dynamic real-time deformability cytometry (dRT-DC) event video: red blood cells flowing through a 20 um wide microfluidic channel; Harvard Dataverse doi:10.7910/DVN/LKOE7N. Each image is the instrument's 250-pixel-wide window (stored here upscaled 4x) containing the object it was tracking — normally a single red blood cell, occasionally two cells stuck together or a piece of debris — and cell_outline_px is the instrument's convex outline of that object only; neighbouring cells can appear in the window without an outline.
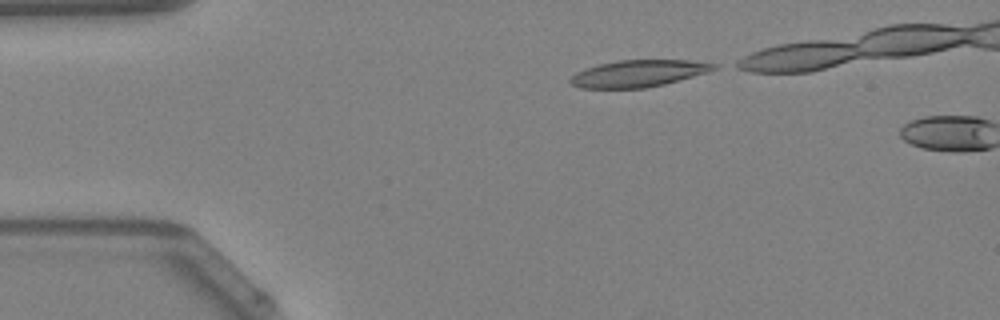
{"species": "Egyptian fruit bat (a non-hibernating species)", "species_latin": "Rousettus aegyptiacus", "temperature_condition": "warm", "stored_images_in_passage": 2, "camera_frame_rate_fps": 3000, "um_per_image_px": 0.085, "animal": {"sex": "female"}, "frame": {"image": 1, "passage_image": 1, "time_ms": 0.0, "image_size_px": [1000, 320], "cell_outline_px": [[720, 68], [708, 72], [664, 84], [644, 88], [580, 88], [572, 84], [568, 80], [576, 72], [600, 64], [620, 60], [688, 60], [720, 64]], "centroid_in_image_um": [54.31, 6.24], "position_along_channel_um": 30.7, "area_um2": 22.37}}